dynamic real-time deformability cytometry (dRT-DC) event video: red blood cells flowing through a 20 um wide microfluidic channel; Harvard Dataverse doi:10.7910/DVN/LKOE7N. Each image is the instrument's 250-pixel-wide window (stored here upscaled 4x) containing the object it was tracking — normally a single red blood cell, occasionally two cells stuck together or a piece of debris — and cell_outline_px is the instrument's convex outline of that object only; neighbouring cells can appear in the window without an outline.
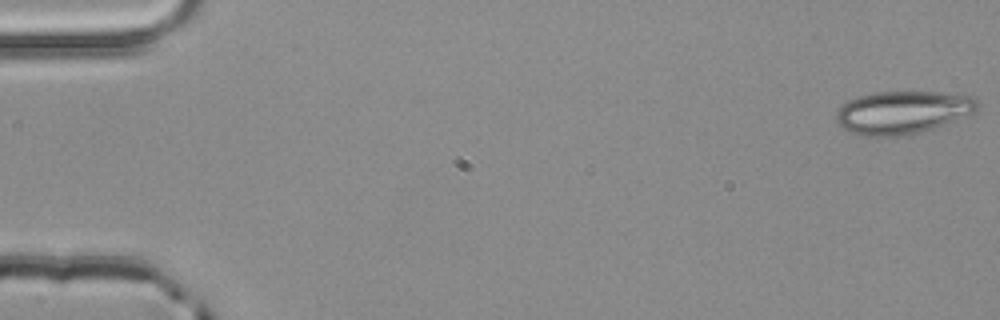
{"species": "common noctule bat (a hibernating species)", "species_latin": "Nyctalus noctula", "temperature_condition": "room temperature", "stored_images_in_passage": 37, "camera_frame_rate_fps": 3000, "um_per_image_px": 0.085, "animal": {"sex": "male", "body_mass_g": 20.4}, "frame": {"image": 1, "passage_image": 1, "time_ms": 0.0, "image_size_px": [1000, 320], "cell_outline_px": [[980, 108], [972, 112], [932, 128], [916, 132], [896, 136], [872, 140], [852, 132], [844, 128], [836, 120], [836, 112], [848, 100], [860, 96], [876, 92], [940, 92], [976, 96], [980, 100]], "centroid_in_image_um": [76.71, 9.55], "position_along_channel_um": 8.3, "area_um2": 35.32}}